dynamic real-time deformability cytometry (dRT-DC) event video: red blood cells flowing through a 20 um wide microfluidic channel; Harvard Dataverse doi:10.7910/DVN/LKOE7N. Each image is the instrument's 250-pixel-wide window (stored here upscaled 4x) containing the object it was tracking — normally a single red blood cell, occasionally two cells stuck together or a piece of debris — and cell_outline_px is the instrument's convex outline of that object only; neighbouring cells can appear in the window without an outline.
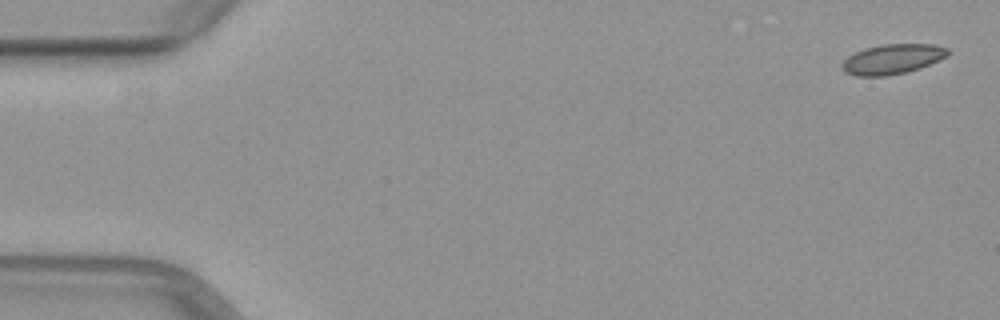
{"species": "common noctule bat (a hibernating species)", "species_latin": "Nyctalus noctula", "temperature_condition": "warm", "stored_images_in_passage": 14, "camera_frame_rate_fps": 3000, "um_per_image_px": 0.085, "animal": {"sex": "female", "body_mass_g": 29.2, "forearm_length_mm": 56.3}, "frame": {"image": 1, "passage_image": 1, "time_ms": 0.0, "image_size_px": [1000, 320], "cell_outline_px": [[948, 56], [920, 68], [908, 72], [888, 76], [856, 76], [844, 72], [840, 68], [840, 64], [848, 56], [864, 48], [884, 44], [932, 44], [948, 48]], "centroid_in_image_um": [75.82, 5.03], "position_along_channel_um": 9.2, "area_um2": 18.61}}
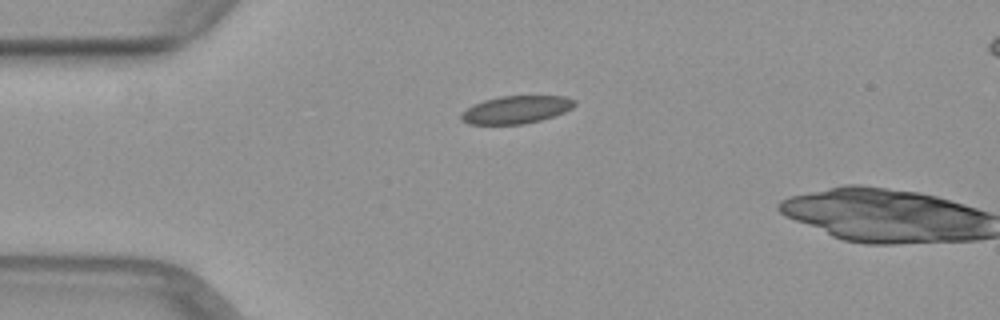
{"frame": {"image": 2, "passage_image": 12, "time_ms": 3.667, "image_size_px": [1000, 320], "cell_outline_px": [[576, 104], [572, 108], [564, 112], [540, 120], [524, 124], [468, 124], [460, 120], [460, 112], [472, 104], [484, 100], [500, 96], [564, 96], [576, 100]], "centroid_in_image_um": [43.83, 9.32], "position_along_channel_um": 41.2, "area_um2": 18.44}}